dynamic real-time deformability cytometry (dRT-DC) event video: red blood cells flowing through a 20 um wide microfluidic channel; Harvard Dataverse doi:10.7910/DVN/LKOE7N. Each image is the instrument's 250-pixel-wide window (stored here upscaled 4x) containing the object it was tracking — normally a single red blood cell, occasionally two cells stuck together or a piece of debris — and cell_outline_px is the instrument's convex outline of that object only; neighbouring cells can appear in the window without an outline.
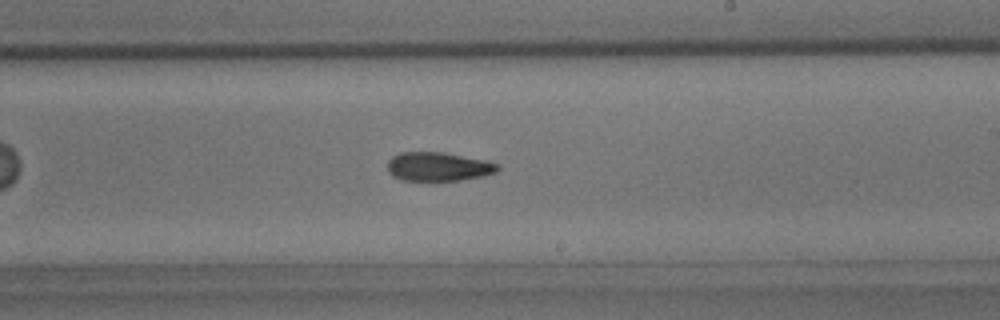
{"species": "common noctule bat (a hibernating species)", "species_latin": "Nyctalus noctula", "temperature_condition": "room temperature", "stored_images_in_passage": 45, "camera_frame_rate_fps": 3000, "um_per_image_px": 0.085, "animal": {"sex": "male", "body_mass_g": 15.6}, "frame": {"image": 1, "passage_image": 26, "time_ms": 8.333, "image_size_px": [1000, 320], "cell_outline_px": [[500, 168], [496, 172], [484, 176], [460, 180], [428, 184], [400, 180], [392, 176], [388, 172], [388, 160], [392, 156], [400, 152], [444, 152], [484, 160], [500, 164]], "centroid_in_image_um": [37.21, 14.22], "position_along_channel_um": 251.8, "area_um2": 19.48}}